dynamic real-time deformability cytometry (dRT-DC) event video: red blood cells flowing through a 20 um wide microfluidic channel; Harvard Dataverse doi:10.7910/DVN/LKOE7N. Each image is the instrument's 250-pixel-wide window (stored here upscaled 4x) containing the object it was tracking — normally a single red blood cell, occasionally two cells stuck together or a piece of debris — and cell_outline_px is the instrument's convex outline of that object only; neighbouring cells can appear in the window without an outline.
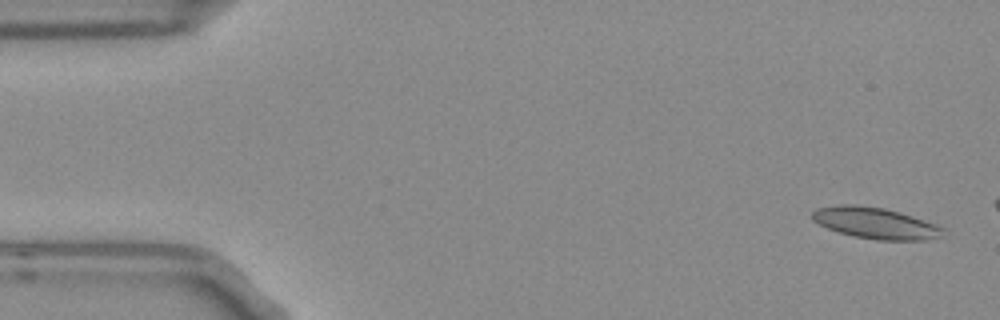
{"species": "Egyptian fruit bat (a non-hibernating species)", "species_latin": "Rousettus aegyptiacus", "temperature_condition": "room temperature", "stored_images_in_passage": 4, "camera_frame_rate_fps": 3000, "um_per_image_px": 0.085, "frame": {"image": 1, "passage_image": 1, "time_ms": 0.0, "image_size_px": [1000, 320], "cell_outline_px": [[944, 228], [940, 236], [924, 240], [876, 240], [852, 236], [828, 228], [812, 220], [812, 212], [816, 208], [840, 204], [856, 204], [884, 208], [900, 212], [936, 224]], "centroid_in_image_um": [74.38, 18.95], "position_along_channel_um": 10.6, "area_um2": 23.76}}